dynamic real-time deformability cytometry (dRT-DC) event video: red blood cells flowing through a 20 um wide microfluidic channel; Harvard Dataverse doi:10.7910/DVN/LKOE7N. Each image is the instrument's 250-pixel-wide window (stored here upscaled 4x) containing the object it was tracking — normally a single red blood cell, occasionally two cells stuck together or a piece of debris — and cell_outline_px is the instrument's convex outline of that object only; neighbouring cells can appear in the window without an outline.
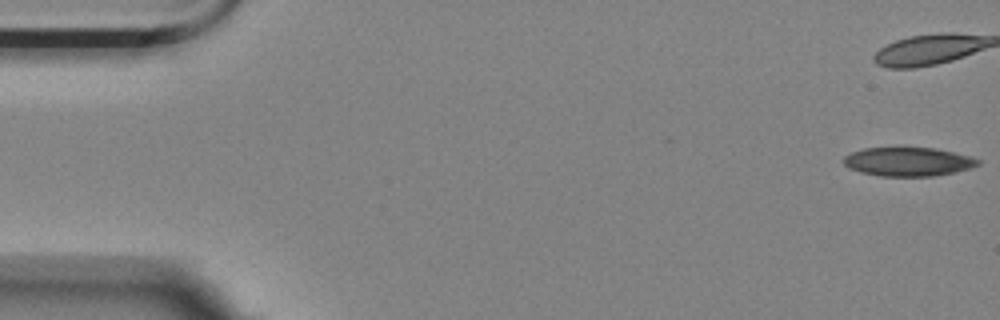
{"species": "Egyptian fruit bat (a non-hibernating species)", "species_latin": "Rousettus aegyptiacus", "temperature_condition": "room temperature", "stored_images_in_passage": 56, "camera_frame_rate_fps": 3000, "um_per_image_px": 0.085, "animal": {"sex": "female"}, "frame": {"image": 1, "passage_image": 1, "time_ms": 0.0, "image_size_px": [1000, 320], "cell_outline_px": [[980, 164], [956, 172], [932, 176], [880, 176], [860, 172], [848, 168], [840, 160], [844, 156], [852, 152], [864, 148], [936, 148], [968, 156], [980, 160]], "centroid_in_image_um": [77.13, 13.75], "position_along_channel_um": 7.9, "area_um2": 22.48}}
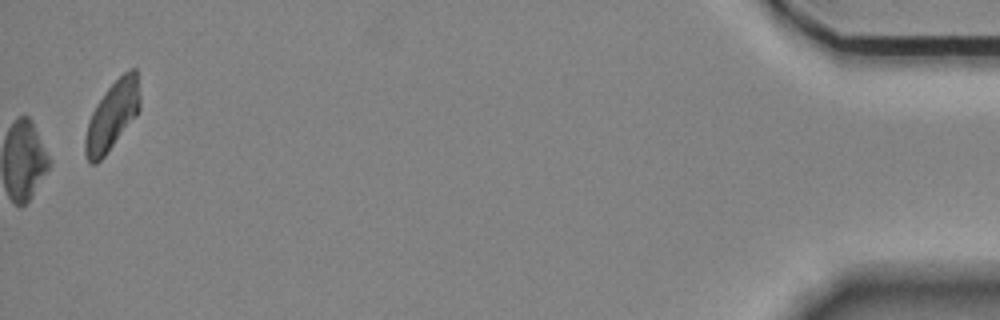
{"frame": {"image": 2, "passage_image": 56, "time_ms": 18.333, "image_size_px": [1000, 320], "cell_outline_px": [[140, 108], [136, 116], [104, 156], [96, 164], [88, 164], [84, 152], [84, 140], [88, 120], [96, 104], [108, 88], [124, 72], [132, 68], [136, 68], [140, 96]], "centroid_in_image_um": [9.52, 9.86], "position_along_channel_um": 425.7, "area_um2": 21.79}, "authors_computed_cell_mechanics": {"area_um2": 23.7847, "velocity_mm_per_s": 3.5808, "shape_relaxation_time_tau1_ms": 5.3223, "shape_relaxation_time_tau2_ms": null, "deformation_change_tau1": 0.1156, "deformation_change_tau2": null}}